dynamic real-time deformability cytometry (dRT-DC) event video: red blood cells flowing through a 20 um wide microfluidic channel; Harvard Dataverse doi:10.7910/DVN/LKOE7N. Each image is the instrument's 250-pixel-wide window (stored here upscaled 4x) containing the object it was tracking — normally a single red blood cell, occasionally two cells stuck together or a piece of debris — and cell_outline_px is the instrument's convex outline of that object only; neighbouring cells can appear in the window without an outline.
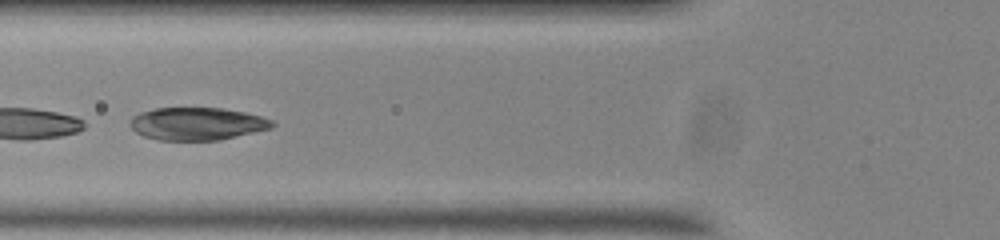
{"species": "common noctule bat (a hibernating species)", "species_latin": "Nyctalus noctula", "temperature_condition": "room temperature", "stored_images_in_passage": 20, "camera_frame_rate_fps": 3000, "um_per_image_px": 0.085, "animal": {"sex": "male", "body_mass_g": 20.0, "forearm_length_mm": 53.3}, "frame": {"image": 1, "passage_image": 17, "time_ms": 5.333, "image_size_px": [1000, 240], "cell_outline_px": [[276, 124], [272, 128], [220, 140], [156, 140], [144, 136], [136, 132], [128, 124], [132, 116], [140, 112], [156, 108], [220, 108], [244, 112], [260, 116], [272, 120]], "centroid_in_image_um": [16.73, 10.52], "position_along_channel_um": 109.1, "area_um2": 27.11}}